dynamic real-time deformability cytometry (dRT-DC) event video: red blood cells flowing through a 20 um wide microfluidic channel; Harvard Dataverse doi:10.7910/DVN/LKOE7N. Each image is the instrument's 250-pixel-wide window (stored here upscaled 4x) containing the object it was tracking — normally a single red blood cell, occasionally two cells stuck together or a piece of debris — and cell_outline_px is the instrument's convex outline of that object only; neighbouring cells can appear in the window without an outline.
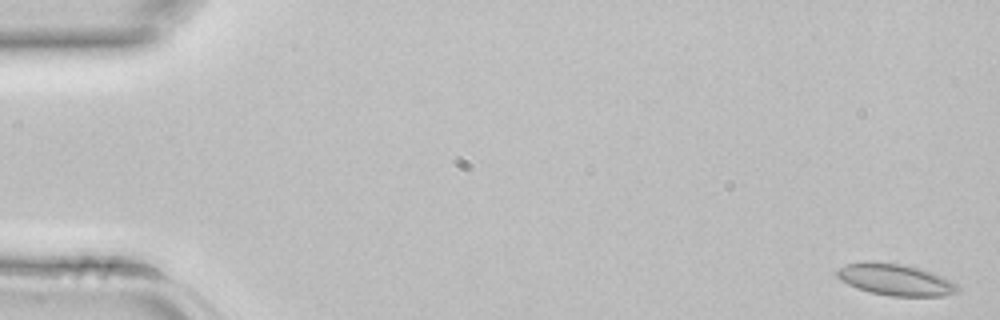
{"species": "common noctule bat (a hibernating species)", "species_latin": "Nyctalus noctula", "temperature_condition": "room temperature", "stored_images_in_passage": 44, "camera_frame_rate_fps": 3000, "um_per_image_px": 0.085, "animal": {"sex": "female", "body_mass_g": 22.7, "forearm_length_mm": 54.2}, "frame": {"image": 1, "passage_image": 2, "time_ms": 0.333, "image_size_px": [1000, 320], "cell_outline_px": [[960, 288], [956, 292], [944, 296], [888, 296], [868, 292], [848, 284], [840, 280], [836, 276], [836, 268], [848, 264], [868, 260], [876, 260], [900, 264], [932, 272], [956, 284]], "centroid_in_image_um": [76.04, 23.76], "position_along_channel_um": 9.0, "area_um2": 22.25}}
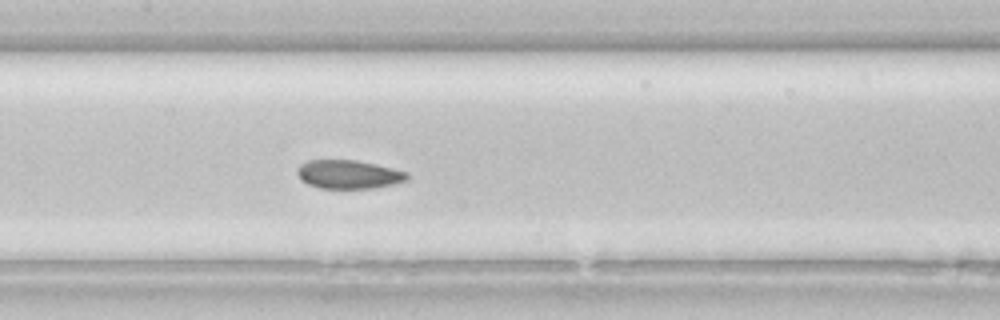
{"frame": {"image": 2, "passage_image": 22, "time_ms": 7.0, "image_size_px": [1000, 320], "cell_outline_px": [[408, 180], [396, 184], [372, 188], [320, 188], [308, 184], [300, 180], [296, 172], [296, 168], [300, 164], [308, 160], [356, 160], [376, 164], [408, 172]], "centroid_in_image_um": [29.62, 14.82], "position_along_channel_um": 177.8, "area_um2": 18.5}}
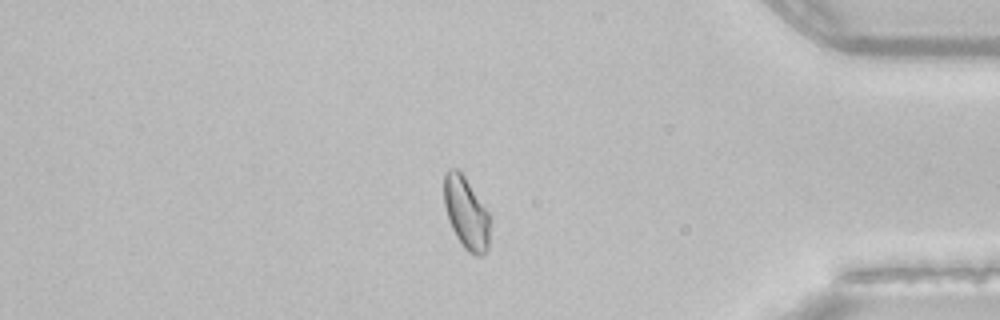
{"frame": {"image": 3, "passage_image": 38, "time_ms": 12.333, "image_size_px": [1000, 320], "cell_outline_px": [[492, 220], [488, 248], [480, 256], [476, 256], [468, 252], [464, 248], [456, 236], [448, 220], [444, 204], [444, 172], [448, 168], [456, 168], [464, 176], [492, 216]], "centroid_in_image_um": [39.65, 18.11], "position_along_channel_um": 395.5, "area_um2": 19.71}}